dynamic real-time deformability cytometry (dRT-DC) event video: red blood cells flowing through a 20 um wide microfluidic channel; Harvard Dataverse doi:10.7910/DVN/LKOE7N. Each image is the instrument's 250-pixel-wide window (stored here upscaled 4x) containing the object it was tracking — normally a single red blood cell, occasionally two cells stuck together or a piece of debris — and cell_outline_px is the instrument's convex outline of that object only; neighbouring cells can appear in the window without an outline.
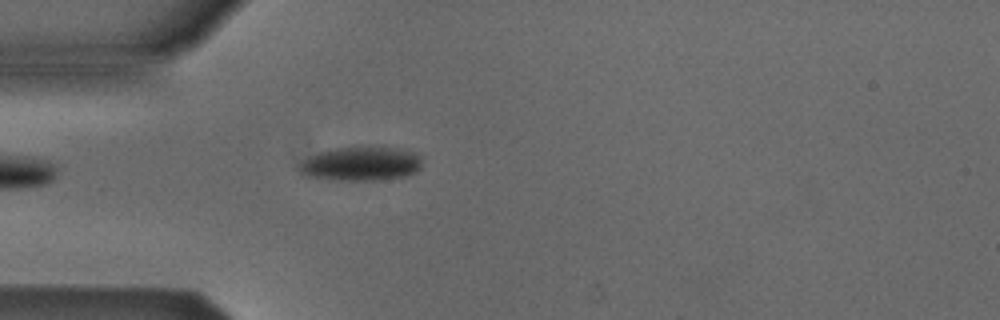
{"species": "Egyptian fruit bat (a non-hibernating species)", "species_latin": "Rousettus aegyptiacus", "temperature_condition": "cold", "stored_images_in_passage": 4, "camera_frame_rate_fps": 3000, "um_per_image_px": 0.085, "animal": {"sex": "male"}, "frame": {"image": 1, "passage_image": 4, "time_ms": 4.667, "image_size_px": [1000, 320], "cell_outline_px": [[424, 160], [420, 168], [416, 172], [404, 176], [380, 180], [332, 180], [304, 176], [300, 172], [300, 164], [304, 160], [320, 152], [336, 148], [400, 148], [412, 152]], "centroid_in_image_um": [30.71, 13.95], "position_along_channel_um": 54.3, "area_um2": 24.04}}